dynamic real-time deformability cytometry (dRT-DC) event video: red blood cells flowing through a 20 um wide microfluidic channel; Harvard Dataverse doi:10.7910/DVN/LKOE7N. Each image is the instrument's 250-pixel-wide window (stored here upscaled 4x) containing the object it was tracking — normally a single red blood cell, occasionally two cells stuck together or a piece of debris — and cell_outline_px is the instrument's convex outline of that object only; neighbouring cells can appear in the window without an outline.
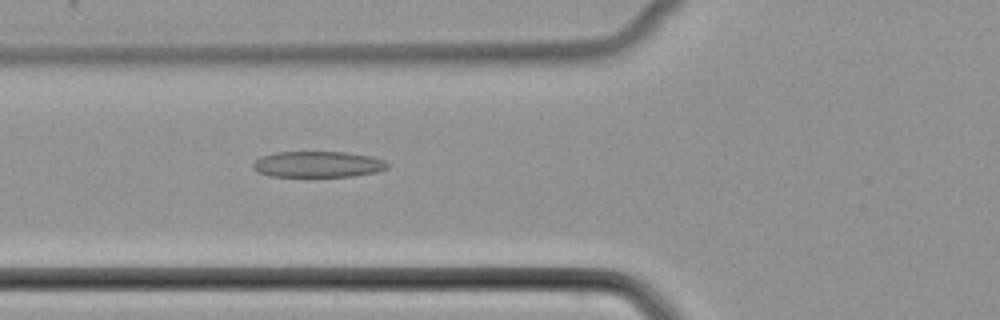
{"species": "common noctule bat (a hibernating species)", "species_latin": "Nyctalus noctula", "temperature_condition": "cold", "stored_images_in_passage": 52, "camera_frame_rate_fps": 3000, "um_per_image_px": 0.085, "animal": {"sex": "female", "body_mass_g": 22.7, "forearm_length_mm": 54.2}, "frame": {"image": 1, "passage_image": 20, "time_ms": 6.333, "image_size_px": [1000, 320], "cell_outline_px": [[388, 168], [376, 172], [352, 176], [268, 176], [256, 172], [252, 168], [252, 164], [260, 156], [276, 152], [344, 152], [372, 156], [384, 160], [388, 164]], "centroid_in_image_um": [26.99, 13.96], "position_along_channel_um": 98.8, "area_um2": 20.46}}
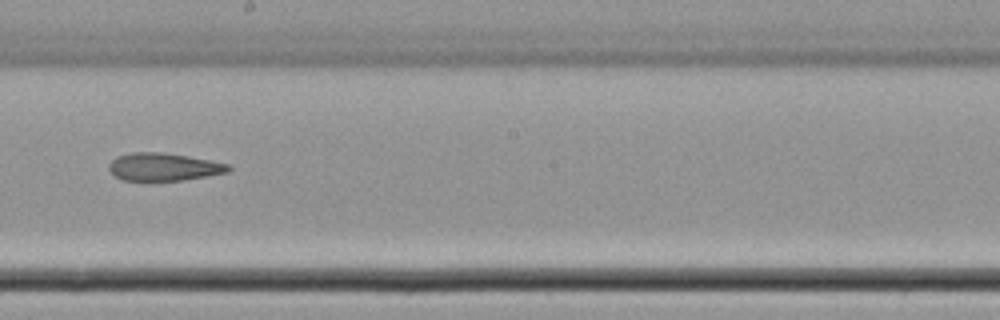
{"frame": {"image": 2, "passage_image": 30, "time_ms": 9.667, "image_size_px": [1000, 320], "cell_outline_px": [[232, 168], [228, 172], [208, 176], [184, 180], [124, 180], [116, 176], [108, 168], [108, 164], [116, 156], [132, 152], [160, 152], [188, 156], [228, 164]], "centroid_in_image_um": [13.91, 14.18], "position_along_channel_um": 234.3, "area_um2": 19.19}}
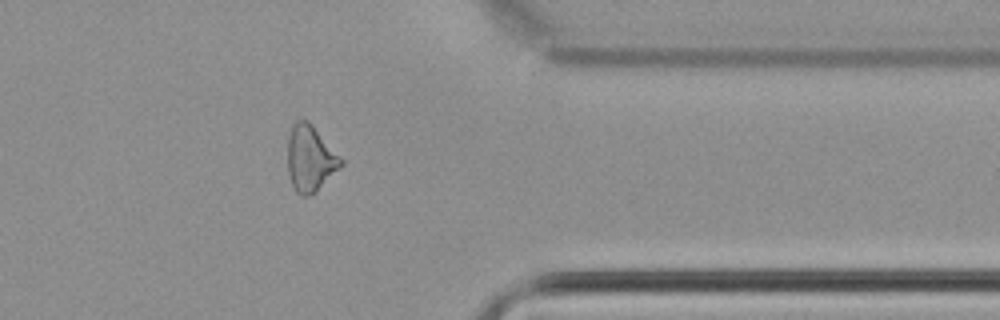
{"frame": {"image": 3, "passage_image": 42, "time_ms": 13.667, "image_size_px": [1000, 320], "cell_outline_px": [[344, 164], [316, 192], [308, 196], [300, 196], [296, 192], [292, 184], [288, 172], [288, 136], [292, 124], [296, 120], [308, 120], [312, 124], [344, 160]], "centroid_in_image_um": [26.38, 13.47], "position_along_channel_um": 385.0, "area_um2": 20.69}}